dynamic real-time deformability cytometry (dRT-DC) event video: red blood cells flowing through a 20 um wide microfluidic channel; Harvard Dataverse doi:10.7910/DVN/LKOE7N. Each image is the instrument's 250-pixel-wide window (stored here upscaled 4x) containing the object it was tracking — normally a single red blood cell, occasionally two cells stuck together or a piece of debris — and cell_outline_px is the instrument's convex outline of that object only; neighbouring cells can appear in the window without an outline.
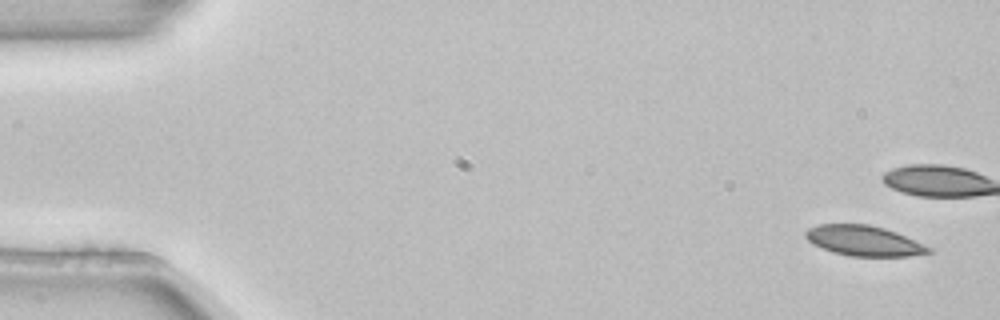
{"species": "common noctule bat (a hibernating species)", "species_latin": "Nyctalus noctula", "temperature_condition": "room temperature", "stored_images_in_passage": 3, "camera_frame_rate_fps": 3000, "um_per_image_px": 0.085, "animal": {"sex": "female", "body_mass_g": 22.7, "forearm_length_mm": 54.2}, "frame": {"image": 1, "passage_image": 1, "time_ms": 0.0, "image_size_px": [1000, 320], "cell_outline_px": [[932, 252], [908, 256], [848, 256], [832, 252], [808, 240], [804, 236], [804, 232], [808, 228], [820, 224], [868, 224], [884, 228], [896, 232], [932, 248]], "centroid_in_image_um": [73.42, 20.46], "position_along_channel_um": 11.6, "area_um2": 21.5}}